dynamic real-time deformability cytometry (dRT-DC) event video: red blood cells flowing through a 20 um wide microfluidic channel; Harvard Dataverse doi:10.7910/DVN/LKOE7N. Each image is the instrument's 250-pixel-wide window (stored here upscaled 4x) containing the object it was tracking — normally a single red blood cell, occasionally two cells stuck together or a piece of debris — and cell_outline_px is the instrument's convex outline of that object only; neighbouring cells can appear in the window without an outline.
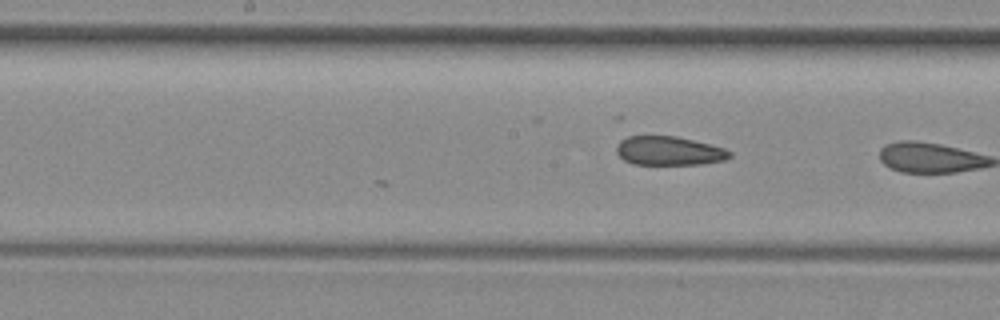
{"species": "common noctule bat (a hibernating species)", "species_latin": "Nyctalus noctula", "temperature_condition": "room temperature", "stored_images_in_passage": 24, "camera_frame_rate_fps": 3000, "um_per_image_px": 0.085, "animal": {"sex": "female", "body_mass_g": 29.2, "forearm_length_mm": 56.3}, "frame": {"image": 1, "passage_image": 24, "time_ms": 7.667, "image_size_px": [1000, 320], "cell_outline_px": [[732, 156], [724, 160], [704, 164], [632, 164], [624, 160], [616, 152], [616, 144], [620, 140], [628, 136], [676, 136], [724, 148], [732, 152]], "centroid_in_image_um": [56.85, 12.82], "position_along_channel_um": 191.4, "area_um2": 19.07}}